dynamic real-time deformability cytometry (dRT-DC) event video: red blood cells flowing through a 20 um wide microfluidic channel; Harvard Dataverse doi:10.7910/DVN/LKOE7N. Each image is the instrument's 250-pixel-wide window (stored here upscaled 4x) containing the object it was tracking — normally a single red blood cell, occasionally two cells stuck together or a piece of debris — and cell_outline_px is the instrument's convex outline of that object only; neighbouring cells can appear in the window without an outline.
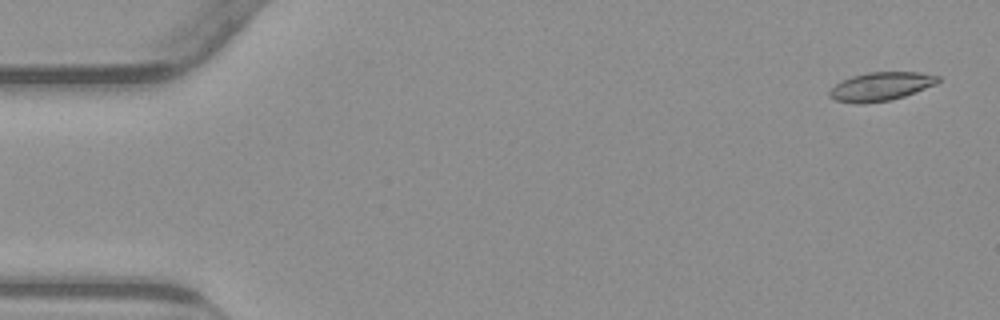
{"species": "common noctule bat (a hibernating species)", "species_latin": "Nyctalus noctula", "temperature_condition": "warm", "stored_images_in_passage": 54, "camera_frame_rate_fps": 3000, "um_per_image_px": 0.085, "animal": {"sex": "male", "body_mass_g": 23.1, "forearm_length_mm": 52.7}, "frame": {"image": 1, "passage_image": 2, "time_ms": 0.333, "image_size_px": [1000, 320], "cell_outline_px": [[940, 80], [936, 84], [904, 96], [892, 100], [864, 104], [856, 104], [836, 100], [828, 96], [828, 92], [840, 80], [852, 76], [868, 72], [920, 72], [940, 76]], "centroid_in_image_um": [74.85, 7.35], "position_along_channel_um": 10.1, "area_um2": 18.21}}
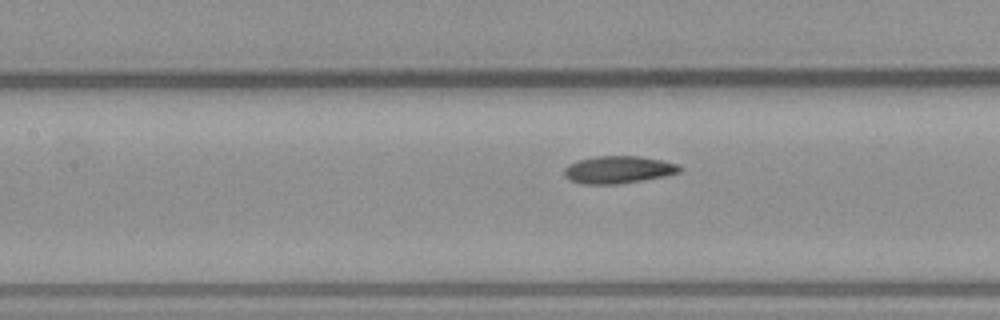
{"frame": {"image": 2, "passage_image": 24, "time_ms": 7.667, "image_size_px": [1000, 320], "cell_outline_px": [[684, 168], [680, 172], [664, 176], [644, 180], [620, 184], [580, 184], [564, 176], [564, 168], [568, 164], [580, 160], [596, 156], [640, 156], [680, 164]], "centroid_in_image_um": [52.58, 14.43], "position_along_channel_um": 154.8, "area_um2": 18.55}}
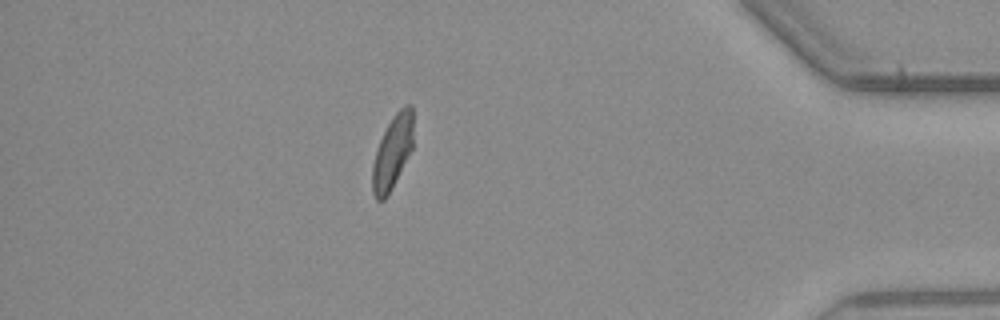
{"frame": {"image": 3, "passage_image": 47, "time_ms": 15.333, "image_size_px": [1000, 320], "cell_outline_px": [[412, 148], [384, 200], [376, 200], [372, 192], [372, 164], [380, 140], [392, 116], [404, 104], [412, 104]], "centroid_in_image_um": [33.34, 12.89], "position_along_channel_um": 401.9, "area_um2": 16.99}, "authors_computed_cell_mechanics": {"area_um2": 18.3226, "velocity_mm_per_s": 3.8245, "shape_relaxation_time_tau1_ms": 7.5461, "shape_relaxation_time_tau2_ms": 2.8477, "deformation_change_tau1": 0.1833, "deformation_change_tau2": 0.0991}}